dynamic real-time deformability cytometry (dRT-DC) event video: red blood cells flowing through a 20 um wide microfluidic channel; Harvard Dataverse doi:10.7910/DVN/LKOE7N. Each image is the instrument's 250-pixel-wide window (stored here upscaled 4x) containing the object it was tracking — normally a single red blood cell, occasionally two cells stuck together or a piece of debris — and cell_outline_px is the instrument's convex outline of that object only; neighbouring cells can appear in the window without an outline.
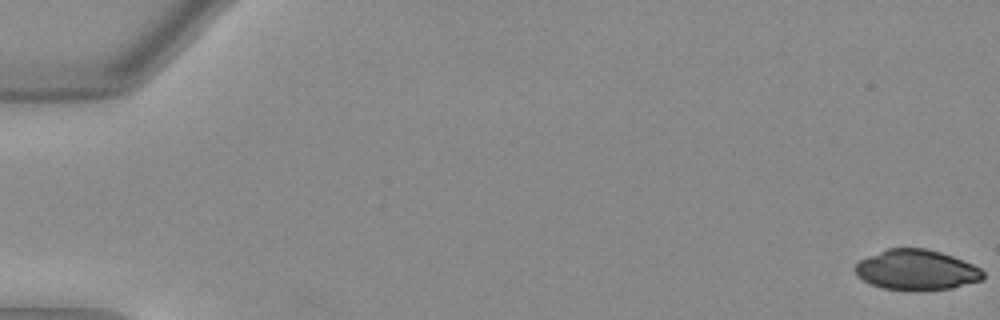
{"species": "Egyptian fruit bat (a non-hibernating species)", "species_latin": "Rousettus aegyptiacus", "temperature_condition": "warm", "stored_images_in_passage": 52, "camera_frame_rate_fps": 3000, "um_per_image_px": 0.085, "animal": {"sex": "female"}, "frame": {"image": 1, "passage_image": 1, "time_ms": 0.0, "image_size_px": [1000, 320], "cell_outline_px": [[984, 276], [980, 280], [952, 288], [924, 292], [908, 292], [884, 288], [872, 284], [856, 276], [852, 268], [860, 260], [888, 248], [924, 248], [940, 252], [952, 256], [972, 264], [980, 268], [984, 272]], "centroid_in_image_um": [77.87, 22.97], "position_along_channel_um": 7.1, "area_um2": 30.4}}
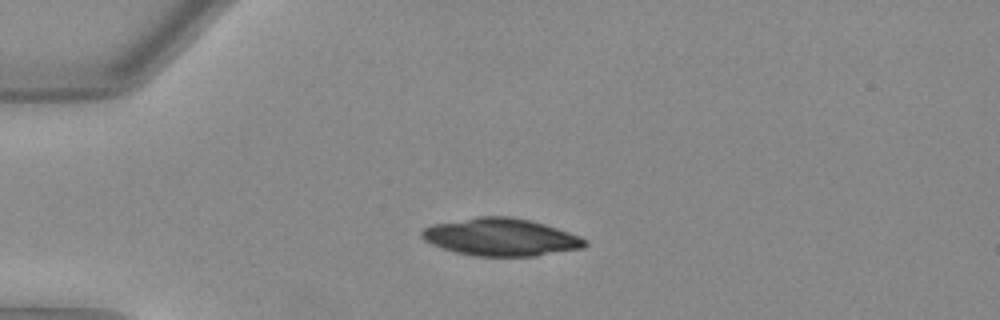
{"frame": {"image": 2, "passage_image": 14, "time_ms": 4.333, "image_size_px": [1000, 320], "cell_outline_px": [[588, 244], [584, 248], [536, 256], [472, 256], [456, 252], [432, 244], [424, 240], [420, 236], [420, 232], [424, 228], [432, 224], [480, 216], [508, 216], [528, 220], [544, 224], [580, 236], [588, 240]], "centroid_in_image_um": [42.58, 20.16], "position_along_channel_um": 42.4, "area_um2": 35.66}}
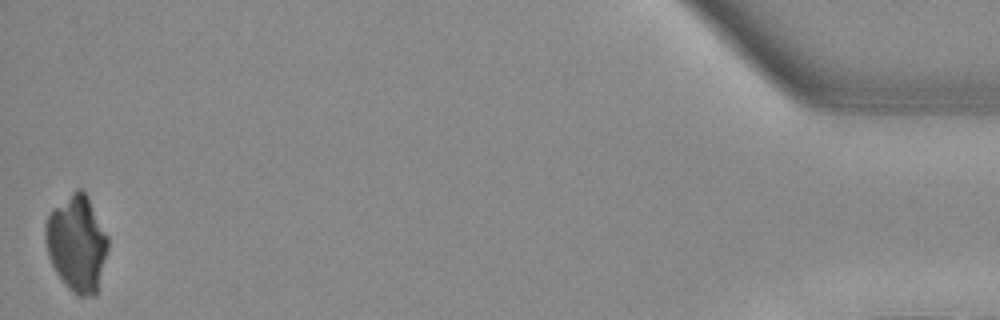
{"frame": {"image": 3, "passage_image": 52, "time_ms": 17.0, "image_size_px": [1000, 320], "cell_outline_px": [[108, 248], [96, 296], [80, 296], [68, 288], [56, 272], [48, 256], [44, 236], [44, 228], [48, 216], [76, 188], [80, 188], [88, 196], [108, 236]], "centroid_in_image_um": [6.54, 20.71], "position_along_channel_um": 428.7, "area_um2": 34.74}}